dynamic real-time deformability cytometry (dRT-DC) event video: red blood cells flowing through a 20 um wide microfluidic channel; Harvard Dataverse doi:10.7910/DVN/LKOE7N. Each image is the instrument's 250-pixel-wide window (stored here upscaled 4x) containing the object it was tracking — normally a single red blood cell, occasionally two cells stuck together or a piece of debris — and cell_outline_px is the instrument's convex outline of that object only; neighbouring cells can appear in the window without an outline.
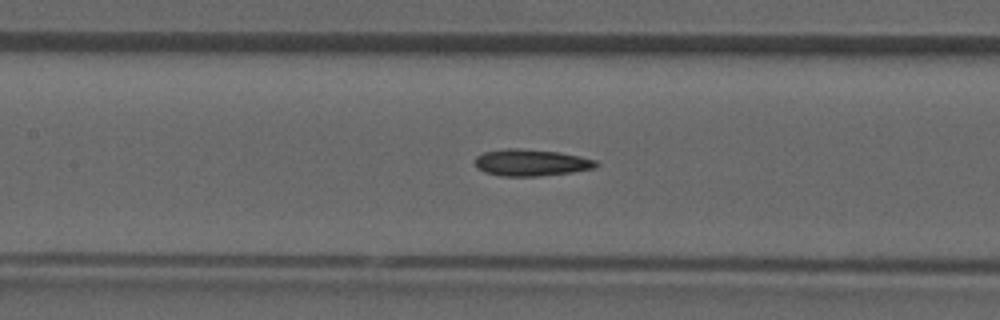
{"species": "common noctule bat (a hibernating species)", "species_latin": "Nyctalus noctula", "temperature_condition": "room temperature", "stored_images_in_passage": 47, "camera_frame_rate_fps": 3000, "um_per_image_px": 0.085, "animal": {"sex": "male", "forearm_length_mm": 52.5}, "frame": {"image": 1, "passage_image": 21, "time_ms": 6.667, "image_size_px": [1000, 320], "cell_outline_px": [[600, 164], [596, 168], [572, 172], [536, 176], [500, 176], [484, 172], [476, 168], [476, 156], [484, 152], [504, 148], [520, 148], [560, 152], [580, 156], [596, 160]], "centroid_in_image_um": [45.15, 13.82], "position_along_channel_um": 162.2, "area_um2": 19.02}}